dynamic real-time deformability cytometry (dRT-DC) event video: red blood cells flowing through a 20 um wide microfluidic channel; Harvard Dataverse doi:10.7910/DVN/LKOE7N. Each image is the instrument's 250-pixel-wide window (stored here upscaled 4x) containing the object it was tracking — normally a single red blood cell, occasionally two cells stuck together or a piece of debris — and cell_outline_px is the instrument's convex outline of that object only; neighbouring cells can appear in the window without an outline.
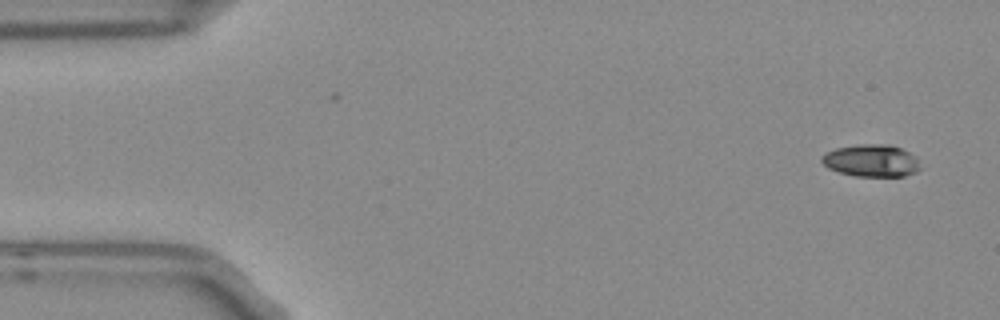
{"species": "Egyptian fruit bat (a non-hibernating species)", "species_latin": "Rousettus aegyptiacus", "temperature_condition": "room temperature", "stored_images_in_passage": 8, "camera_frame_rate_fps": 3000, "um_per_image_px": 0.085, "frame": {"image": 1, "passage_image": 1, "time_ms": 0.0, "image_size_px": [1000, 320], "cell_outline_px": [[916, 172], [904, 176], [856, 176], [840, 172], [828, 168], [820, 160], [820, 156], [824, 152], [836, 148], [860, 144], [888, 144], [900, 148], [908, 152], [916, 160]], "centroid_in_image_um": [73.97, 13.64], "position_along_channel_um": 11.0, "area_um2": 18.21}}
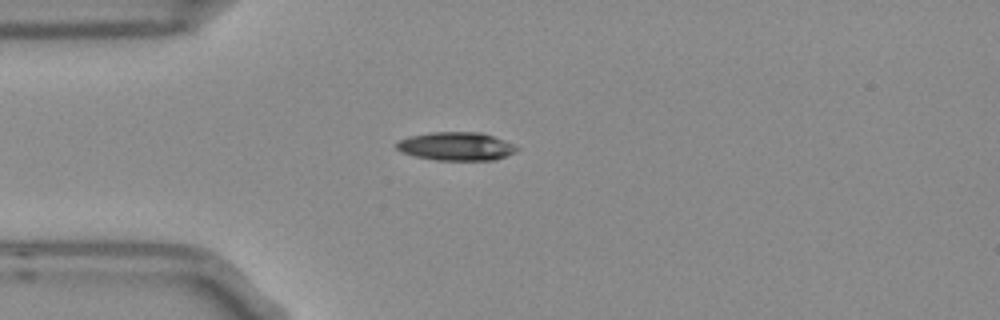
{"frame": {"image": 2, "passage_image": 4, "time_ms": 1.0, "image_size_px": [1000, 320], "cell_outline_px": [[520, 148], [516, 152], [496, 160], [436, 160], [416, 156], [400, 152], [396, 148], [396, 144], [400, 140], [412, 136], [432, 132], [480, 132], [504, 140]], "centroid_in_image_um": [38.8, 12.44], "position_along_channel_um": 46.2, "area_um2": 19.77}}
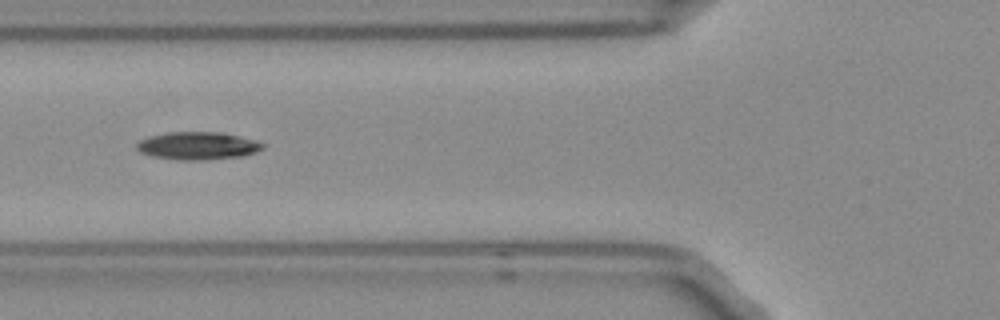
{"frame": {"image": 3, "passage_image": 6, "time_ms": 1.667, "image_size_px": [1000, 320], "cell_outline_px": [[264, 148], [256, 152], [244, 156], [208, 160], [180, 160], [152, 156], [140, 152], [136, 148], [136, 144], [140, 140], [148, 136], [168, 132], [220, 132], [256, 140], [264, 144]], "centroid_in_image_um": [16.81, 12.39], "position_along_channel_um": 109.0, "area_um2": 20.52}}